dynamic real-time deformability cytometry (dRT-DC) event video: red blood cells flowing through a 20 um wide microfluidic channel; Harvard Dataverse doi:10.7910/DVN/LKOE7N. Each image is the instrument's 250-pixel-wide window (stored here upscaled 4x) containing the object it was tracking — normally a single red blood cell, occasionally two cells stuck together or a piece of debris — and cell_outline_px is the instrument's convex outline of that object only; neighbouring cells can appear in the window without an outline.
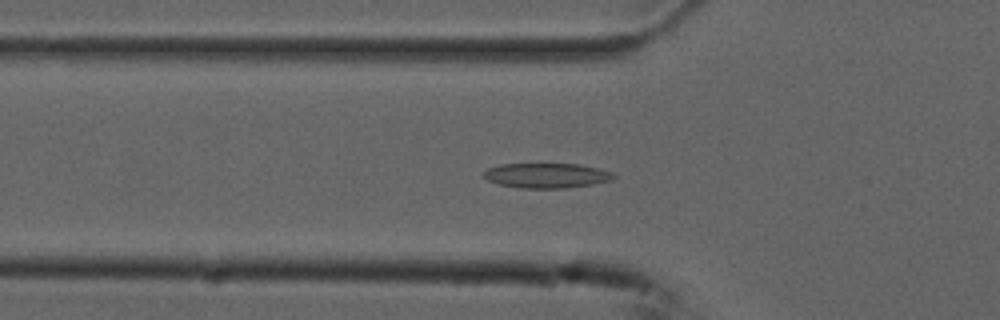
{"species": "common noctule bat (a hibernating species)", "species_latin": "Nyctalus noctula", "temperature_condition": "cold", "stored_images_in_passage": 53, "camera_frame_rate_fps": 3000, "um_per_image_px": 0.085, "animal": {"sex": "male", "forearm_length_mm": 52.5}, "frame": {"image": 1, "passage_image": 17, "time_ms": 5.333, "image_size_px": [1000, 320], "cell_outline_px": [[616, 176], [612, 180], [592, 184], [564, 188], [520, 188], [500, 184], [488, 180], [484, 176], [484, 172], [488, 168], [500, 164], [580, 164], [612, 172]], "centroid_in_image_um": [46.47, 14.92], "position_along_channel_um": 79.3, "area_um2": 18.67}}
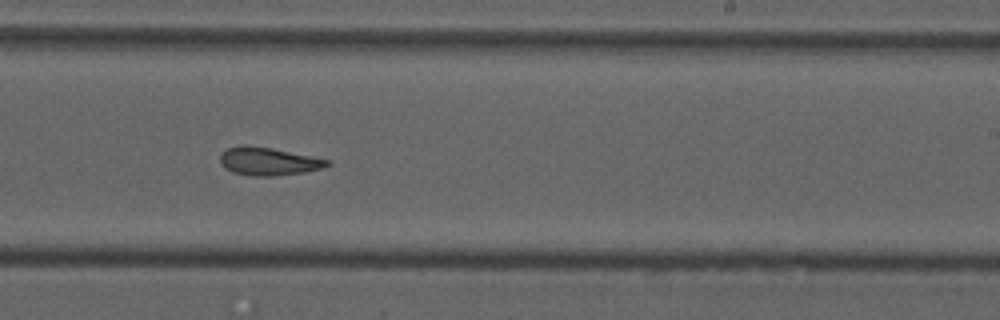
{"frame": {"image": 2, "passage_image": 32, "time_ms": 10.333, "image_size_px": [1000, 320], "cell_outline_px": [[332, 164], [324, 168], [304, 172], [276, 176], [252, 176], [232, 172], [224, 168], [220, 164], [220, 156], [228, 148], [272, 148], [328, 160]], "centroid_in_image_um": [22.86, 13.77], "position_along_channel_um": 266.1, "area_um2": 16.82}}
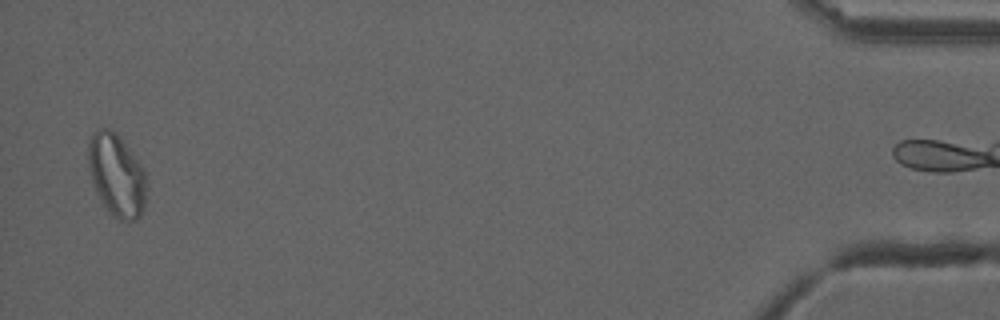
{"frame": {"image": 3, "passage_image": 52, "time_ms": 17.0, "image_size_px": [1000, 320], "cell_outline_px": [[148, 188], [144, 208], [140, 216], [136, 220], [120, 220], [112, 216], [108, 212], [96, 192], [92, 180], [88, 164], [88, 144], [96, 128], [108, 128], [116, 132], [136, 160], [144, 172]], "centroid_in_image_um": [9.91, 14.92], "position_along_channel_um": 425.3, "area_um2": 27.86}}